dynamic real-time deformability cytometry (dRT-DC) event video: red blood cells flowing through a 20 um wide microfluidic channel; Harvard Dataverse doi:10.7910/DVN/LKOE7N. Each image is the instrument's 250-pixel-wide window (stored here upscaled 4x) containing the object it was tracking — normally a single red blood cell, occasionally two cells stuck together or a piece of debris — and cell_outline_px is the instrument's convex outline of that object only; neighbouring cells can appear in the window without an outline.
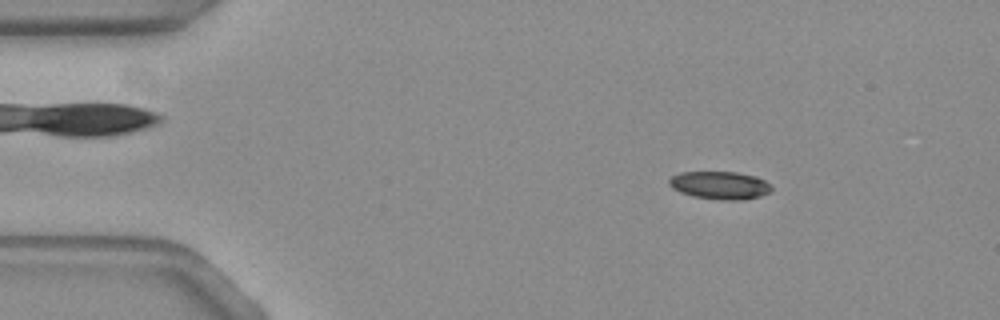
{"species": "common noctule bat (a hibernating species)", "species_latin": "Nyctalus noctula", "temperature_condition": "warm", "stored_images_in_passage": 55, "camera_frame_rate_fps": 3000, "um_per_image_px": 0.085, "animal": {"sex": "female", "body_mass_g": 19.3, "forearm_length_mm": 54.1}, "frame": {"image": 1, "passage_image": 8, "time_ms": 2.333, "image_size_px": [1000, 320], "cell_outline_px": [[772, 188], [768, 192], [760, 196], [744, 200], [720, 200], [692, 196], [680, 192], [672, 188], [668, 184], [668, 180], [672, 176], [680, 172], [736, 172], [756, 176], [764, 180]], "centroid_in_image_um": [61.16, 15.75], "position_along_channel_um": 23.8, "area_um2": 16.65}}
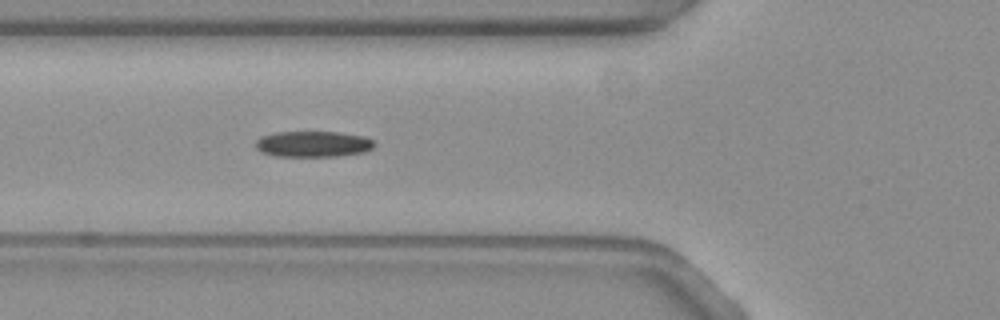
{"frame": {"image": 2, "passage_image": 20, "time_ms": 6.333, "image_size_px": [1000, 320], "cell_outline_px": [[376, 144], [372, 148], [364, 152], [336, 156], [272, 156], [260, 152], [256, 148], [256, 140], [260, 136], [276, 132], [340, 132], [364, 136], [372, 140]], "centroid_in_image_um": [26.58, 12.24], "position_along_channel_um": 99.2, "area_um2": 18.03}}
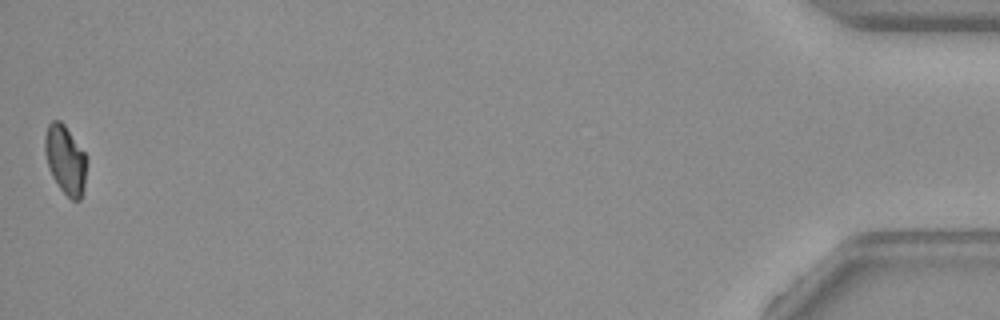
{"frame": {"image": 3, "passage_image": 55, "time_ms": 18.0, "image_size_px": [1000, 320], "cell_outline_px": [[88, 160], [84, 188], [80, 200], [72, 200], [60, 188], [52, 176], [48, 168], [44, 152], [44, 136], [48, 124], [52, 120], [60, 120], [64, 124], [88, 156]], "centroid_in_image_um": [5.57, 13.56], "position_along_channel_um": 429.6, "area_um2": 17.11}, "authors_computed_cell_mechanics": {"area_um2": 17.2244, "velocity_mm_per_s": 3.713, "shape_relaxation_time_tau1_ms": 6.0544, "shape_relaxation_time_tau2_ms": null, "deformation_change_tau1": 0.1552, "deformation_change_tau2": null}}